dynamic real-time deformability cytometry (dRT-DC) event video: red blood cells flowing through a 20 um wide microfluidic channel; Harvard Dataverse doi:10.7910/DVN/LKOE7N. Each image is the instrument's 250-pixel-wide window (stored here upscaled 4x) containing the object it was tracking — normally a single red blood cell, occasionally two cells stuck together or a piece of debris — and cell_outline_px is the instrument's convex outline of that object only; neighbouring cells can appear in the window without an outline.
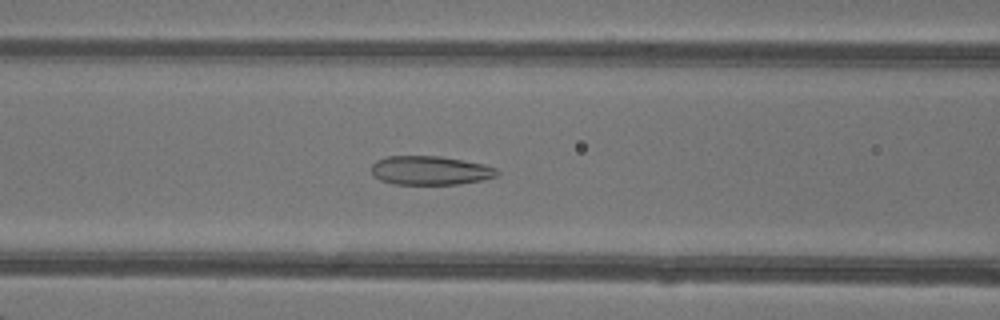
{"species": "common noctule bat (a hibernating species)", "species_latin": "Nyctalus noctula", "temperature_condition": "warm", "stored_images_in_passage": 48, "camera_frame_rate_fps": 3000, "um_per_image_px": 0.085, "animal": {"sex": "female"}, "frame": {"image": 1, "passage_image": 21, "time_ms": 6.667, "image_size_px": [1000, 320], "cell_outline_px": [[500, 172], [496, 176], [484, 180], [456, 184], [392, 184], [380, 180], [372, 176], [372, 164], [376, 160], [388, 156], [440, 156], [484, 164], [496, 168]], "centroid_in_image_um": [36.56, 14.49], "position_along_channel_um": 130.0, "area_um2": 21.27}}
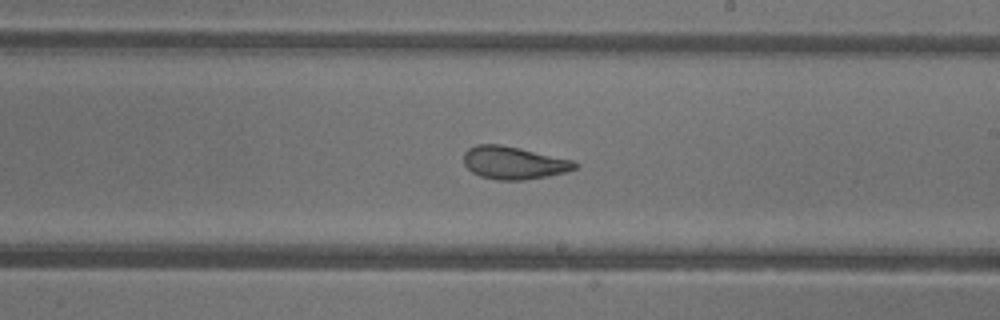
{"frame": {"image": 2, "passage_image": 29, "time_ms": 9.333, "image_size_px": [1000, 320], "cell_outline_px": [[580, 164], [576, 168], [568, 172], [548, 176], [524, 180], [496, 180], [480, 176], [472, 172], [464, 164], [464, 152], [468, 148], [476, 144], [500, 144], [520, 148], [572, 160]], "centroid_in_image_um": [43.67, 13.84], "position_along_channel_um": 245.3, "area_um2": 21.33}}
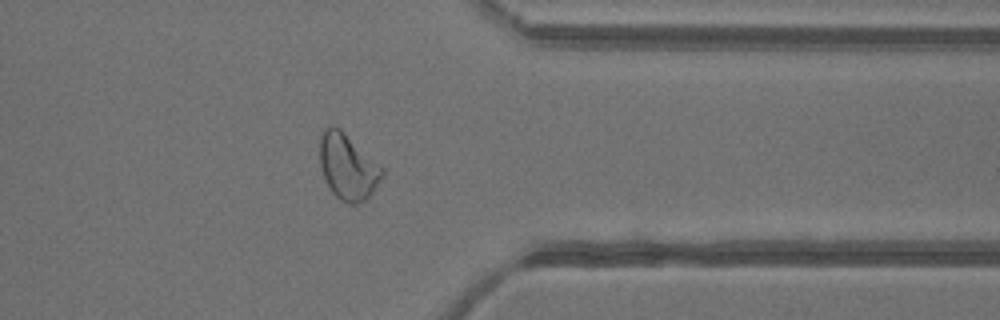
{"frame": {"image": 3, "passage_image": 39, "time_ms": 12.667, "image_size_px": [1000, 320], "cell_outline_px": [[384, 176], [372, 192], [360, 204], [348, 204], [340, 200], [332, 192], [324, 176], [320, 164], [320, 136], [324, 128], [328, 124], [332, 124], [340, 128], [380, 164], [384, 168]], "centroid_in_image_um": [29.57, 14.15], "position_along_channel_um": 381.8, "area_um2": 24.04}, "authors_computed_cell_mechanics": {"area_um2": 25.143, "velocity_mm_per_s": 4.332, "shape_relaxation_time_tau1_ms": null, "shape_relaxation_time_tau2_ms": 1.2064, "deformation_change_tau1": null, "deformation_change_tau2": 0.0865}}